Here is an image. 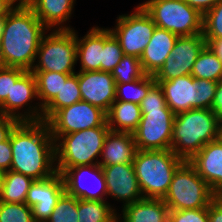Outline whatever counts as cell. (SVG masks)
Segmentation results:
<instances>
[{
	"mask_svg": "<svg viewBox=\"0 0 222 222\" xmlns=\"http://www.w3.org/2000/svg\"><path fill=\"white\" fill-rule=\"evenodd\" d=\"M10 143L13 155L11 171L33 180L57 173L55 140L47 122L19 121L10 133Z\"/></svg>",
	"mask_w": 222,
	"mask_h": 222,
	"instance_id": "obj_1",
	"label": "cell"
},
{
	"mask_svg": "<svg viewBox=\"0 0 222 222\" xmlns=\"http://www.w3.org/2000/svg\"><path fill=\"white\" fill-rule=\"evenodd\" d=\"M46 30L33 10L23 0L19 1L6 16L1 34L3 66L31 71Z\"/></svg>",
	"mask_w": 222,
	"mask_h": 222,
	"instance_id": "obj_2",
	"label": "cell"
},
{
	"mask_svg": "<svg viewBox=\"0 0 222 222\" xmlns=\"http://www.w3.org/2000/svg\"><path fill=\"white\" fill-rule=\"evenodd\" d=\"M220 121L211 109H190L176 114L171 151L189 161L206 144L219 138Z\"/></svg>",
	"mask_w": 222,
	"mask_h": 222,
	"instance_id": "obj_3",
	"label": "cell"
},
{
	"mask_svg": "<svg viewBox=\"0 0 222 222\" xmlns=\"http://www.w3.org/2000/svg\"><path fill=\"white\" fill-rule=\"evenodd\" d=\"M183 162L171 150H137L133 166L143 197L163 199Z\"/></svg>",
	"mask_w": 222,
	"mask_h": 222,
	"instance_id": "obj_4",
	"label": "cell"
},
{
	"mask_svg": "<svg viewBox=\"0 0 222 222\" xmlns=\"http://www.w3.org/2000/svg\"><path fill=\"white\" fill-rule=\"evenodd\" d=\"M109 131V127H94L65 135H52L58 162L55 163L57 172L61 174L65 169L79 165L99 164L93 161L101 155Z\"/></svg>",
	"mask_w": 222,
	"mask_h": 222,
	"instance_id": "obj_5",
	"label": "cell"
},
{
	"mask_svg": "<svg viewBox=\"0 0 222 222\" xmlns=\"http://www.w3.org/2000/svg\"><path fill=\"white\" fill-rule=\"evenodd\" d=\"M155 81L175 115L190 109H211L218 85L216 81L194 78L191 74Z\"/></svg>",
	"mask_w": 222,
	"mask_h": 222,
	"instance_id": "obj_6",
	"label": "cell"
},
{
	"mask_svg": "<svg viewBox=\"0 0 222 222\" xmlns=\"http://www.w3.org/2000/svg\"><path fill=\"white\" fill-rule=\"evenodd\" d=\"M215 196L196 169L184 161L174 172L163 200L170 211L192 210L208 208Z\"/></svg>",
	"mask_w": 222,
	"mask_h": 222,
	"instance_id": "obj_7",
	"label": "cell"
},
{
	"mask_svg": "<svg viewBox=\"0 0 222 222\" xmlns=\"http://www.w3.org/2000/svg\"><path fill=\"white\" fill-rule=\"evenodd\" d=\"M140 5L157 27L179 37L203 33V15L184 0H148Z\"/></svg>",
	"mask_w": 222,
	"mask_h": 222,
	"instance_id": "obj_8",
	"label": "cell"
},
{
	"mask_svg": "<svg viewBox=\"0 0 222 222\" xmlns=\"http://www.w3.org/2000/svg\"><path fill=\"white\" fill-rule=\"evenodd\" d=\"M39 57V58H38ZM38 64L31 71L75 73L77 43L75 30H54L44 34L37 51Z\"/></svg>",
	"mask_w": 222,
	"mask_h": 222,
	"instance_id": "obj_9",
	"label": "cell"
},
{
	"mask_svg": "<svg viewBox=\"0 0 222 222\" xmlns=\"http://www.w3.org/2000/svg\"><path fill=\"white\" fill-rule=\"evenodd\" d=\"M133 14L120 15L114 29H109L118 40L124 55L140 58L156 28L151 16L139 5Z\"/></svg>",
	"mask_w": 222,
	"mask_h": 222,
	"instance_id": "obj_10",
	"label": "cell"
},
{
	"mask_svg": "<svg viewBox=\"0 0 222 222\" xmlns=\"http://www.w3.org/2000/svg\"><path fill=\"white\" fill-rule=\"evenodd\" d=\"M174 119L171 109L142 113L139 126L133 133L137 150H171Z\"/></svg>",
	"mask_w": 222,
	"mask_h": 222,
	"instance_id": "obj_11",
	"label": "cell"
},
{
	"mask_svg": "<svg viewBox=\"0 0 222 222\" xmlns=\"http://www.w3.org/2000/svg\"><path fill=\"white\" fill-rule=\"evenodd\" d=\"M47 124L51 135H65L94 127H108L107 113L83 100L59 109Z\"/></svg>",
	"mask_w": 222,
	"mask_h": 222,
	"instance_id": "obj_12",
	"label": "cell"
},
{
	"mask_svg": "<svg viewBox=\"0 0 222 222\" xmlns=\"http://www.w3.org/2000/svg\"><path fill=\"white\" fill-rule=\"evenodd\" d=\"M206 45L203 33L178 37L169 57L154 75L155 80H171L190 75L199 53Z\"/></svg>",
	"mask_w": 222,
	"mask_h": 222,
	"instance_id": "obj_13",
	"label": "cell"
},
{
	"mask_svg": "<svg viewBox=\"0 0 222 222\" xmlns=\"http://www.w3.org/2000/svg\"><path fill=\"white\" fill-rule=\"evenodd\" d=\"M65 192L60 173L34 180L29 187L25 204L32 208L35 222H46L53 212L58 199Z\"/></svg>",
	"mask_w": 222,
	"mask_h": 222,
	"instance_id": "obj_14",
	"label": "cell"
},
{
	"mask_svg": "<svg viewBox=\"0 0 222 222\" xmlns=\"http://www.w3.org/2000/svg\"><path fill=\"white\" fill-rule=\"evenodd\" d=\"M87 172L91 176V178L88 176L90 179L94 178L92 183H95L94 186L97 187L95 191L83 182V179L87 177ZM61 175L64 181L65 192L69 195L83 200L106 201L104 198L105 195L107 196L106 182L103 169L99 164L67 168Z\"/></svg>",
	"mask_w": 222,
	"mask_h": 222,
	"instance_id": "obj_15",
	"label": "cell"
},
{
	"mask_svg": "<svg viewBox=\"0 0 222 222\" xmlns=\"http://www.w3.org/2000/svg\"><path fill=\"white\" fill-rule=\"evenodd\" d=\"M78 83L83 101L109 112L116 98V82L110 72L79 71Z\"/></svg>",
	"mask_w": 222,
	"mask_h": 222,
	"instance_id": "obj_16",
	"label": "cell"
},
{
	"mask_svg": "<svg viewBox=\"0 0 222 222\" xmlns=\"http://www.w3.org/2000/svg\"><path fill=\"white\" fill-rule=\"evenodd\" d=\"M104 172L107 195L121 200L124 207L143 199L133 163L101 166Z\"/></svg>",
	"mask_w": 222,
	"mask_h": 222,
	"instance_id": "obj_17",
	"label": "cell"
},
{
	"mask_svg": "<svg viewBox=\"0 0 222 222\" xmlns=\"http://www.w3.org/2000/svg\"><path fill=\"white\" fill-rule=\"evenodd\" d=\"M216 196H222V141L206 144L188 161Z\"/></svg>",
	"mask_w": 222,
	"mask_h": 222,
	"instance_id": "obj_18",
	"label": "cell"
},
{
	"mask_svg": "<svg viewBox=\"0 0 222 222\" xmlns=\"http://www.w3.org/2000/svg\"><path fill=\"white\" fill-rule=\"evenodd\" d=\"M178 37V35L156 26L150 42L139 58L145 74L154 76L159 71L169 57Z\"/></svg>",
	"mask_w": 222,
	"mask_h": 222,
	"instance_id": "obj_19",
	"label": "cell"
},
{
	"mask_svg": "<svg viewBox=\"0 0 222 222\" xmlns=\"http://www.w3.org/2000/svg\"><path fill=\"white\" fill-rule=\"evenodd\" d=\"M37 98L36 79L32 71H26L16 82H12L11 94L0 105V115L10 116L18 121H25V114L18 110ZM18 113H17V112Z\"/></svg>",
	"mask_w": 222,
	"mask_h": 222,
	"instance_id": "obj_20",
	"label": "cell"
},
{
	"mask_svg": "<svg viewBox=\"0 0 222 222\" xmlns=\"http://www.w3.org/2000/svg\"><path fill=\"white\" fill-rule=\"evenodd\" d=\"M32 73L36 79L37 97L39 100H42V102L38 106H33V108L30 106L29 108L31 109H28V112H24L25 121H42L43 109L53 100L58 92H60L63 82L74 73L47 71H32Z\"/></svg>",
	"mask_w": 222,
	"mask_h": 222,
	"instance_id": "obj_21",
	"label": "cell"
},
{
	"mask_svg": "<svg viewBox=\"0 0 222 222\" xmlns=\"http://www.w3.org/2000/svg\"><path fill=\"white\" fill-rule=\"evenodd\" d=\"M136 152L137 146L132 133L109 131L101 152L103 161L98 162L100 166L133 163Z\"/></svg>",
	"mask_w": 222,
	"mask_h": 222,
	"instance_id": "obj_22",
	"label": "cell"
},
{
	"mask_svg": "<svg viewBox=\"0 0 222 222\" xmlns=\"http://www.w3.org/2000/svg\"><path fill=\"white\" fill-rule=\"evenodd\" d=\"M35 13L40 22L49 30L59 26L58 30H72L62 26L69 20L74 7V0H23Z\"/></svg>",
	"mask_w": 222,
	"mask_h": 222,
	"instance_id": "obj_23",
	"label": "cell"
},
{
	"mask_svg": "<svg viewBox=\"0 0 222 222\" xmlns=\"http://www.w3.org/2000/svg\"><path fill=\"white\" fill-rule=\"evenodd\" d=\"M75 35L77 61L80 60L81 63L79 71H100L104 47V29L92 27L82 39H79L76 33Z\"/></svg>",
	"mask_w": 222,
	"mask_h": 222,
	"instance_id": "obj_24",
	"label": "cell"
},
{
	"mask_svg": "<svg viewBox=\"0 0 222 222\" xmlns=\"http://www.w3.org/2000/svg\"><path fill=\"white\" fill-rule=\"evenodd\" d=\"M122 222H168L169 208L163 199L143 198L122 209Z\"/></svg>",
	"mask_w": 222,
	"mask_h": 222,
	"instance_id": "obj_25",
	"label": "cell"
},
{
	"mask_svg": "<svg viewBox=\"0 0 222 222\" xmlns=\"http://www.w3.org/2000/svg\"><path fill=\"white\" fill-rule=\"evenodd\" d=\"M142 112L139 104L114 101L107 113V124L110 131L134 133L139 126Z\"/></svg>",
	"mask_w": 222,
	"mask_h": 222,
	"instance_id": "obj_26",
	"label": "cell"
},
{
	"mask_svg": "<svg viewBox=\"0 0 222 222\" xmlns=\"http://www.w3.org/2000/svg\"><path fill=\"white\" fill-rule=\"evenodd\" d=\"M34 180L14 171L4 172L0 188V202L25 203L28 190Z\"/></svg>",
	"mask_w": 222,
	"mask_h": 222,
	"instance_id": "obj_27",
	"label": "cell"
},
{
	"mask_svg": "<svg viewBox=\"0 0 222 222\" xmlns=\"http://www.w3.org/2000/svg\"><path fill=\"white\" fill-rule=\"evenodd\" d=\"M78 73L71 74L60 89V92L43 109L42 120L47 122L59 109L81 101Z\"/></svg>",
	"mask_w": 222,
	"mask_h": 222,
	"instance_id": "obj_28",
	"label": "cell"
},
{
	"mask_svg": "<svg viewBox=\"0 0 222 222\" xmlns=\"http://www.w3.org/2000/svg\"><path fill=\"white\" fill-rule=\"evenodd\" d=\"M114 211L106 201L78 199V222H120Z\"/></svg>",
	"mask_w": 222,
	"mask_h": 222,
	"instance_id": "obj_29",
	"label": "cell"
},
{
	"mask_svg": "<svg viewBox=\"0 0 222 222\" xmlns=\"http://www.w3.org/2000/svg\"><path fill=\"white\" fill-rule=\"evenodd\" d=\"M191 75L194 78L216 82L222 80V61L208 45L199 53Z\"/></svg>",
	"mask_w": 222,
	"mask_h": 222,
	"instance_id": "obj_30",
	"label": "cell"
},
{
	"mask_svg": "<svg viewBox=\"0 0 222 222\" xmlns=\"http://www.w3.org/2000/svg\"><path fill=\"white\" fill-rule=\"evenodd\" d=\"M155 83L156 81L154 76L147 74L133 82L116 83L115 101L132 102L140 104L141 100L147 95V92ZM125 89H127L131 94L129 95V93ZM126 92L128 94H126Z\"/></svg>",
	"mask_w": 222,
	"mask_h": 222,
	"instance_id": "obj_31",
	"label": "cell"
},
{
	"mask_svg": "<svg viewBox=\"0 0 222 222\" xmlns=\"http://www.w3.org/2000/svg\"><path fill=\"white\" fill-rule=\"evenodd\" d=\"M124 56L123 50L109 29L104 28V47L100 71L112 72Z\"/></svg>",
	"mask_w": 222,
	"mask_h": 222,
	"instance_id": "obj_32",
	"label": "cell"
},
{
	"mask_svg": "<svg viewBox=\"0 0 222 222\" xmlns=\"http://www.w3.org/2000/svg\"><path fill=\"white\" fill-rule=\"evenodd\" d=\"M116 83H129L142 78L145 73L140 59L135 56L124 55L119 64L111 72Z\"/></svg>",
	"mask_w": 222,
	"mask_h": 222,
	"instance_id": "obj_33",
	"label": "cell"
},
{
	"mask_svg": "<svg viewBox=\"0 0 222 222\" xmlns=\"http://www.w3.org/2000/svg\"><path fill=\"white\" fill-rule=\"evenodd\" d=\"M46 222H78V199L64 192Z\"/></svg>",
	"mask_w": 222,
	"mask_h": 222,
	"instance_id": "obj_34",
	"label": "cell"
},
{
	"mask_svg": "<svg viewBox=\"0 0 222 222\" xmlns=\"http://www.w3.org/2000/svg\"><path fill=\"white\" fill-rule=\"evenodd\" d=\"M0 222H35L32 208L25 203L0 202Z\"/></svg>",
	"mask_w": 222,
	"mask_h": 222,
	"instance_id": "obj_35",
	"label": "cell"
},
{
	"mask_svg": "<svg viewBox=\"0 0 222 222\" xmlns=\"http://www.w3.org/2000/svg\"><path fill=\"white\" fill-rule=\"evenodd\" d=\"M203 36L205 40L222 39V0L203 16Z\"/></svg>",
	"mask_w": 222,
	"mask_h": 222,
	"instance_id": "obj_36",
	"label": "cell"
},
{
	"mask_svg": "<svg viewBox=\"0 0 222 222\" xmlns=\"http://www.w3.org/2000/svg\"><path fill=\"white\" fill-rule=\"evenodd\" d=\"M26 71L21 68L0 67V105L11 94L12 82H16Z\"/></svg>",
	"mask_w": 222,
	"mask_h": 222,
	"instance_id": "obj_37",
	"label": "cell"
},
{
	"mask_svg": "<svg viewBox=\"0 0 222 222\" xmlns=\"http://www.w3.org/2000/svg\"><path fill=\"white\" fill-rule=\"evenodd\" d=\"M139 105L142 113H148V110L154 109H170L166 104L163 90L158 83H155L149 89Z\"/></svg>",
	"mask_w": 222,
	"mask_h": 222,
	"instance_id": "obj_38",
	"label": "cell"
},
{
	"mask_svg": "<svg viewBox=\"0 0 222 222\" xmlns=\"http://www.w3.org/2000/svg\"><path fill=\"white\" fill-rule=\"evenodd\" d=\"M168 222H209L208 208L170 211Z\"/></svg>",
	"mask_w": 222,
	"mask_h": 222,
	"instance_id": "obj_39",
	"label": "cell"
},
{
	"mask_svg": "<svg viewBox=\"0 0 222 222\" xmlns=\"http://www.w3.org/2000/svg\"><path fill=\"white\" fill-rule=\"evenodd\" d=\"M12 157L13 155L9 135V138L7 140L0 143V169L3 172H7L10 170Z\"/></svg>",
	"mask_w": 222,
	"mask_h": 222,
	"instance_id": "obj_40",
	"label": "cell"
},
{
	"mask_svg": "<svg viewBox=\"0 0 222 222\" xmlns=\"http://www.w3.org/2000/svg\"><path fill=\"white\" fill-rule=\"evenodd\" d=\"M19 121L10 116L0 115V143L9 138V135Z\"/></svg>",
	"mask_w": 222,
	"mask_h": 222,
	"instance_id": "obj_41",
	"label": "cell"
},
{
	"mask_svg": "<svg viewBox=\"0 0 222 222\" xmlns=\"http://www.w3.org/2000/svg\"><path fill=\"white\" fill-rule=\"evenodd\" d=\"M209 222H222V196H215L208 206Z\"/></svg>",
	"mask_w": 222,
	"mask_h": 222,
	"instance_id": "obj_42",
	"label": "cell"
},
{
	"mask_svg": "<svg viewBox=\"0 0 222 222\" xmlns=\"http://www.w3.org/2000/svg\"><path fill=\"white\" fill-rule=\"evenodd\" d=\"M190 7L196 9L201 15H205L220 0H184Z\"/></svg>",
	"mask_w": 222,
	"mask_h": 222,
	"instance_id": "obj_43",
	"label": "cell"
},
{
	"mask_svg": "<svg viewBox=\"0 0 222 222\" xmlns=\"http://www.w3.org/2000/svg\"><path fill=\"white\" fill-rule=\"evenodd\" d=\"M211 110L222 120V80L218 82Z\"/></svg>",
	"mask_w": 222,
	"mask_h": 222,
	"instance_id": "obj_44",
	"label": "cell"
},
{
	"mask_svg": "<svg viewBox=\"0 0 222 222\" xmlns=\"http://www.w3.org/2000/svg\"><path fill=\"white\" fill-rule=\"evenodd\" d=\"M16 1L21 0H0V17H6L16 7Z\"/></svg>",
	"mask_w": 222,
	"mask_h": 222,
	"instance_id": "obj_45",
	"label": "cell"
},
{
	"mask_svg": "<svg viewBox=\"0 0 222 222\" xmlns=\"http://www.w3.org/2000/svg\"><path fill=\"white\" fill-rule=\"evenodd\" d=\"M207 45L222 61V39L217 40H205Z\"/></svg>",
	"mask_w": 222,
	"mask_h": 222,
	"instance_id": "obj_46",
	"label": "cell"
},
{
	"mask_svg": "<svg viewBox=\"0 0 222 222\" xmlns=\"http://www.w3.org/2000/svg\"><path fill=\"white\" fill-rule=\"evenodd\" d=\"M6 17H0V35L3 33L5 27Z\"/></svg>",
	"mask_w": 222,
	"mask_h": 222,
	"instance_id": "obj_47",
	"label": "cell"
},
{
	"mask_svg": "<svg viewBox=\"0 0 222 222\" xmlns=\"http://www.w3.org/2000/svg\"><path fill=\"white\" fill-rule=\"evenodd\" d=\"M3 66L2 50H1V35H0V67Z\"/></svg>",
	"mask_w": 222,
	"mask_h": 222,
	"instance_id": "obj_48",
	"label": "cell"
},
{
	"mask_svg": "<svg viewBox=\"0 0 222 222\" xmlns=\"http://www.w3.org/2000/svg\"><path fill=\"white\" fill-rule=\"evenodd\" d=\"M4 172L0 169V188L3 181Z\"/></svg>",
	"mask_w": 222,
	"mask_h": 222,
	"instance_id": "obj_49",
	"label": "cell"
}]
</instances>
